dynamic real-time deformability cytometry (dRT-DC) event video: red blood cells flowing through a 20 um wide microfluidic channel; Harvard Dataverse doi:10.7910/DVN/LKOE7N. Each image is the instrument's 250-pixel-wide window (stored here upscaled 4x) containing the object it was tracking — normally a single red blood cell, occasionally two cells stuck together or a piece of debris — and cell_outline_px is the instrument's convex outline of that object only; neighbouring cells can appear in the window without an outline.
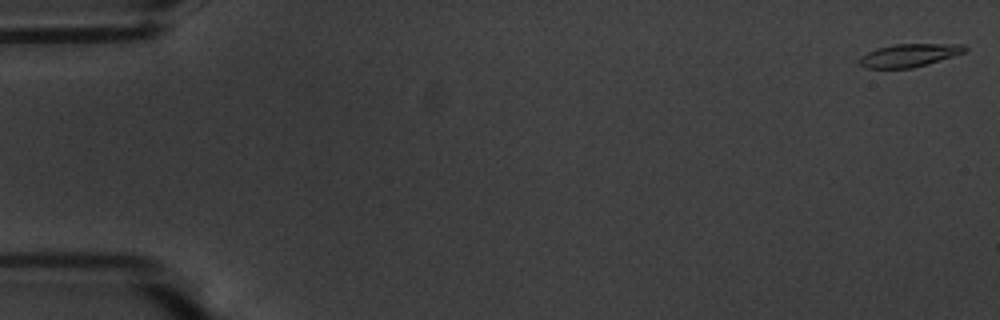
{"species": "common noctule bat (a hibernating species)", "species_latin": "Nyctalus noctula", "temperature_condition": "warm", "stored_images_in_passage": 57, "camera_frame_rate_fps": 3000, "um_per_image_px": 0.085, "animal": {"sex": "male", "body_mass_g": 20.1, "forearm_length_mm": 53.5}, "frame": {"image": 1, "passage_image": 1, "time_ms": 0.0, "image_size_px": [1000, 320], "cell_outline_px": [[968, 48], [964, 52], [928, 64], [912, 68], [864, 68], [860, 64], [860, 56], [876, 48], [892, 44], [964, 44]], "centroid_in_image_um": [77.27, 4.69], "position_along_channel_um": 7.7, "area_um2": 14.1}}
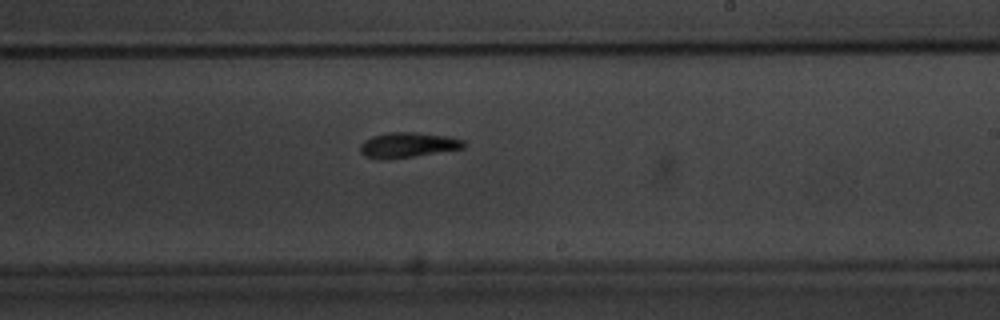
{"frame": {"image": 2, "passage_image": 34, "time_ms": 11.0, "image_size_px": [1000, 320], "cell_outline_px": [[468, 144], [464, 148], [388, 160], [380, 160], [364, 156], [360, 152], [360, 144], [364, 140], [372, 136], [388, 132], [416, 132], [448, 136], [464, 140]], "centroid_in_image_um": [34.65, 12.33], "position_along_channel_um": 254.4, "area_um2": 15.43}}
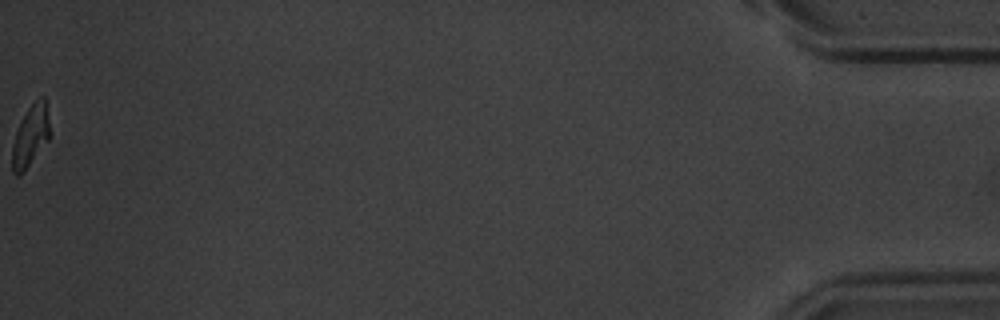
{"frame": {"image": 3, "passage_image": 57, "time_ms": 18.667, "image_size_px": [1000, 320], "cell_outline_px": [[48, 140], [24, 172], [20, 176], [16, 176], [12, 172], [12, 144], [16, 132], [28, 108], [40, 96], [44, 96], [48, 120]], "centroid_in_image_um": [2.56, 11.61], "position_along_channel_um": 432.6, "area_um2": 13.06}, "authors_computed_cell_mechanics": {"area_um2": 14.6812, "velocity_mm_per_s": 3.6023, "shape_relaxation_time_tau1_ms": 3.8365, "shape_relaxation_time_tau2_ms": null, "deformation_change_tau1": 0.1765, "deformation_change_tau2": null}}